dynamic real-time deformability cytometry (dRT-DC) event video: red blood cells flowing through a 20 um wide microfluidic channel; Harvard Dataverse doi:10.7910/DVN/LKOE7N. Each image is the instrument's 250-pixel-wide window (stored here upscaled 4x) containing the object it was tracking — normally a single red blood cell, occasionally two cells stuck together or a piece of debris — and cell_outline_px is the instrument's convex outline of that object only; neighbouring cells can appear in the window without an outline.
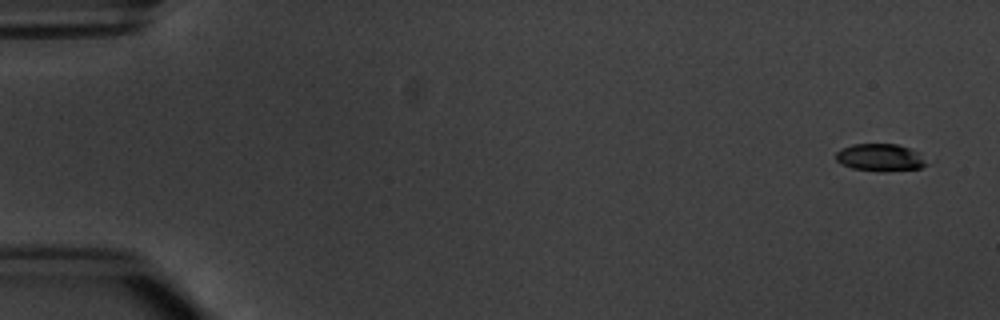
{"species": "common noctule bat (a hibernating species)", "species_latin": "Nyctalus noctula", "temperature_condition": "warm", "stored_images_in_passage": 5, "camera_frame_rate_fps": 3000, "um_per_image_px": 0.085, "animal": {"sex": "male", "body_mass_g": 20.1, "forearm_length_mm": 53.5}, "frame": {"image": 1, "passage_image": 1, "time_ms": 0.0, "image_size_px": [1000, 320], "cell_outline_px": [[928, 164], [920, 168], [852, 168], [840, 164], [836, 160], [836, 152], [840, 148], [852, 144], [896, 144], [912, 148]], "centroid_in_image_um": [74.74, 13.31], "position_along_channel_um": 10.3, "area_um2": 13.53}}
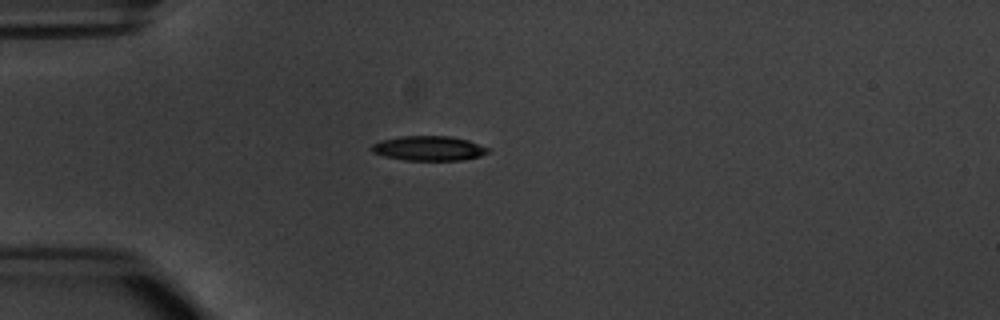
{"frame": {"image": 2, "passage_image": 4, "time_ms": 4.333, "image_size_px": [1000, 320], "cell_outline_px": [[492, 148], [488, 152], [480, 156], [460, 160], [404, 160], [384, 156], [372, 152], [372, 144], [380, 140], [400, 136], [448, 136], [468, 140]], "centroid_in_image_um": [36.46, 12.6], "position_along_channel_um": 48.5, "area_um2": 16.76}}